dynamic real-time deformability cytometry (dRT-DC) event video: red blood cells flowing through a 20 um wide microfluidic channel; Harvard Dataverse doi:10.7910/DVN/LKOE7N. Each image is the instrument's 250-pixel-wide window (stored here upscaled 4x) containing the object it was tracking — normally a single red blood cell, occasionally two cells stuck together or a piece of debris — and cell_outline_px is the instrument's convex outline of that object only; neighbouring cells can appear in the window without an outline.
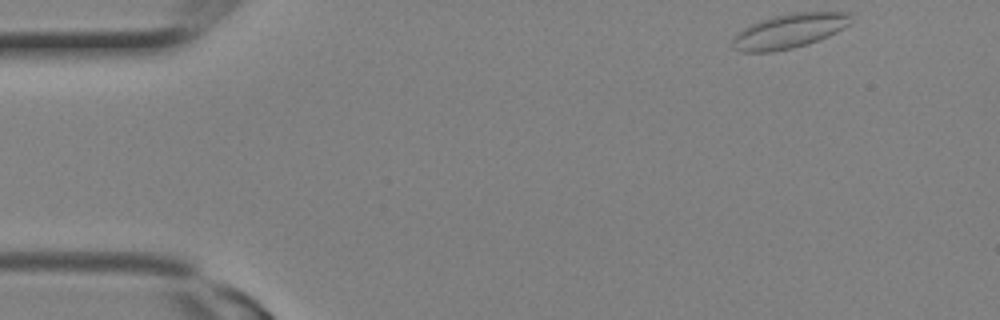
{"species": "Egyptian fruit bat (a non-hibernating species)", "species_latin": "Rousettus aegyptiacus", "temperature_condition": "room temperature", "stored_images_in_passage": 11, "camera_frame_rate_fps": 3000, "um_per_image_px": 0.085, "animal": {"sex": "female"}, "frame": {"image": 1, "passage_image": 1, "time_ms": 0.0, "image_size_px": [1000, 320], "cell_outline_px": [[852, 20], [848, 24], [836, 32], [828, 36], [808, 44], [792, 48], [772, 52], [740, 52], [732, 48], [732, 40], [736, 32], [760, 20], [772, 16], [792, 12], [852, 12]], "centroid_in_image_um": [67.06, 2.63], "position_along_channel_um": 17.9, "area_um2": 23.93}}
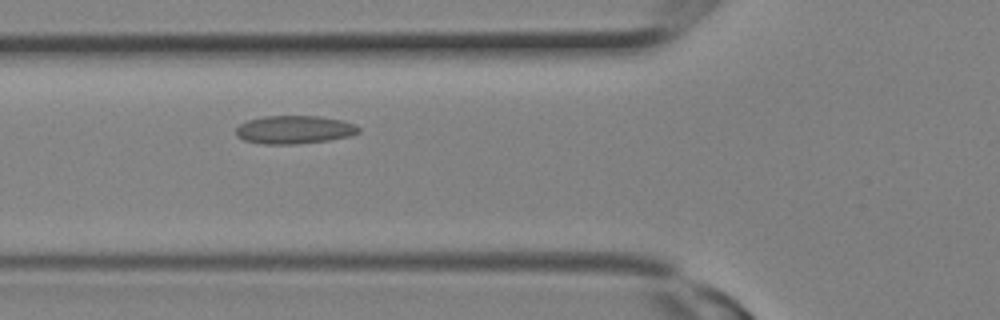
{"frame": {"image": 2, "passage_image": 8, "time_ms": 2.333, "image_size_px": [1000, 320], "cell_outline_px": [[360, 132], [352, 136], [328, 140], [296, 144], [260, 144], [244, 140], [236, 136], [236, 128], [240, 124], [248, 120], [264, 116], [320, 116], [340, 120], [352, 124], [360, 128]], "centroid_in_image_um": [25.0, 11.03], "position_along_channel_um": 100.8, "area_um2": 20.17}}
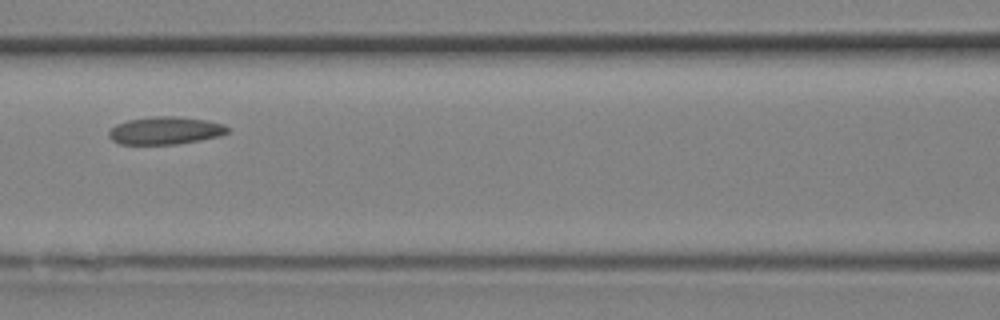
{"frame": {"image": 3, "passage_image": 10, "time_ms": 3.0, "image_size_px": [1000, 320], "cell_outline_px": [[228, 132], [220, 136], [200, 140], [176, 144], [120, 144], [112, 140], [108, 136], [108, 132], [116, 124], [128, 120], [152, 116], [176, 116], [208, 120], [224, 124], [228, 128]], "centroid_in_image_um": [14.05, 11.09], "position_along_channel_um": 152.5, "area_um2": 19.19}}